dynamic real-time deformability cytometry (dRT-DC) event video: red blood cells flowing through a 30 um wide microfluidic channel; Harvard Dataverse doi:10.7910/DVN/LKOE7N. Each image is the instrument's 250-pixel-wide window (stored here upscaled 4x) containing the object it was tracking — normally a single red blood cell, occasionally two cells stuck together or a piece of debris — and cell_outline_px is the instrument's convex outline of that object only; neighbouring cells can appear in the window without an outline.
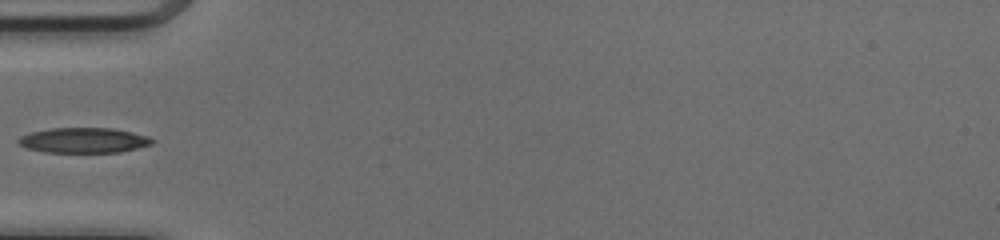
{"species": "common noctule bat (a hibernating species)", "species_latin": "Nyctalus noctula", "temperature_condition": "cold", "stored_images_in_passage": 34, "camera_frame_rate_fps": 3000, "um_per_image_px": 0.085, "animal": {"sex": "female", "body_mass_g": 17.0, "forearm_length_mm": 48.0}, "frame": {"image": 1, "passage_image": 1, "time_ms": 0.0, "image_size_px": [1000, 240], "cell_outline_px": [[156, 140], [152, 144], [120, 152], [44, 152], [28, 148], [16, 144], [16, 140], [20, 136], [32, 132], [52, 128], [112, 128], [132, 132], [148, 136]], "centroid_in_image_um": [7.1, 11.92], "position_along_channel_um": 77.9, "area_um2": 19.65}}
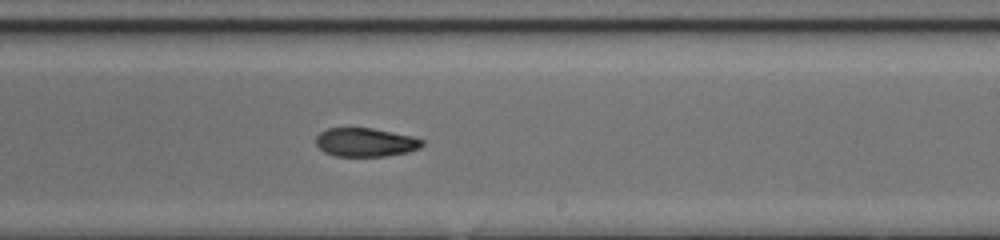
{"frame": {"image": 2, "passage_image": 14, "time_ms": 4.333, "image_size_px": [1000, 240], "cell_outline_px": [[424, 144], [420, 148], [408, 152], [384, 156], [336, 156], [324, 152], [316, 144], [316, 136], [320, 132], [328, 128], [372, 128], [412, 136], [424, 140]], "centroid_in_image_um": [31.07, 12.09], "position_along_channel_um": 257.9, "area_um2": 17.74}}
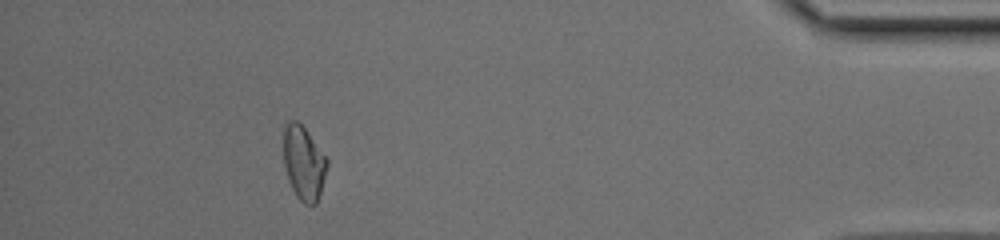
{"frame": {"image": 3, "passage_image": 29, "time_ms": 9.333, "image_size_px": [1000, 240], "cell_outline_px": [[328, 168], [316, 204], [312, 208], [304, 204], [296, 196], [288, 180], [284, 164], [284, 120], [296, 120], [304, 128], [328, 160]], "centroid_in_image_um": [25.81, 13.88], "position_along_channel_um": 409.4, "area_um2": 18.84}}